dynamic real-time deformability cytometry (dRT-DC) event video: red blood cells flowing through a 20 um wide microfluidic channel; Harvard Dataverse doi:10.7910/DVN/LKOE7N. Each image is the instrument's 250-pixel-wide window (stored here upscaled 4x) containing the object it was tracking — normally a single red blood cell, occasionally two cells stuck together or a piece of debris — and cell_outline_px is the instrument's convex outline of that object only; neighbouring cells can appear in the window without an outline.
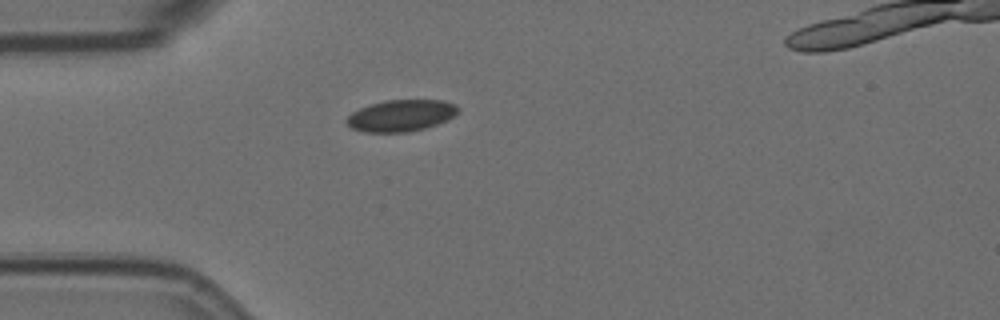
{"species": "Egyptian fruit bat (a non-hibernating species)", "species_latin": "Rousettus aegyptiacus", "temperature_condition": "room temperature", "stored_images_in_passage": 1, "camera_frame_rate_fps": 3000, "um_per_image_px": 0.085, "animal": {"sex": "female"}, "frame": {"image": 1, "passage_image": 1, "time_ms": 0.0, "image_size_px": [1000, 320], "cell_outline_px": [[460, 108], [448, 120], [424, 128], [408, 132], [364, 132], [352, 128], [344, 120], [352, 112], [360, 108], [384, 100], [444, 100], [456, 104]], "centroid_in_image_um": [34.08, 9.82], "position_along_channel_um": 50.9, "area_um2": 20.46}}